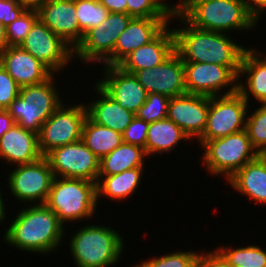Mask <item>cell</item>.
<instances>
[{
	"instance_id": "6da1fadb",
	"label": "cell",
	"mask_w": 266,
	"mask_h": 267,
	"mask_svg": "<svg viewBox=\"0 0 266 267\" xmlns=\"http://www.w3.org/2000/svg\"><path fill=\"white\" fill-rule=\"evenodd\" d=\"M171 17H179L186 26L173 29L175 51L183 62L220 64L239 75L241 59L247 48L231 40L227 33L194 27L177 10H174Z\"/></svg>"
},
{
	"instance_id": "277c9868",
	"label": "cell",
	"mask_w": 266,
	"mask_h": 267,
	"mask_svg": "<svg viewBox=\"0 0 266 267\" xmlns=\"http://www.w3.org/2000/svg\"><path fill=\"white\" fill-rule=\"evenodd\" d=\"M122 239L111 227L92 224L76 231L69 247L78 267H110L121 257Z\"/></svg>"
},
{
	"instance_id": "ab89813d",
	"label": "cell",
	"mask_w": 266,
	"mask_h": 267,
	"mask_svg": "<svg viewBox=\"0 0 266 267\" xmlns=\"http://www.w3.org/2000/svg\"><path fill=\"white\" fill-rule=\"evenodd\" d=\"M198 267H230L227 261L215 249L206 253H199Z\"/></svg>"
},
{
	"instance_id": "7dc6e473",
	"label": "cell",
	"mask_w": 266,
	"mask_h": 267,
	"mask_svg": "<svg viewBox=\"0 0 266 267\" xmlns=\"http://www.w3.org/2000/svg\"><path fill=\"white\" fill-rule=\"evenodd\" d=\"M185 0H180L179 3H177L176 5H173V8L176 10Z\"/></svg>"
},
{
	"instance_id": "4dcf8cb0",
	"label": "cell",
	"mask_w": 266,
	"mask_h": 267,
	"mask_svg": "<svg viewBox=\"0 0 266 267\" xmlns=\"http://www.w3.org/2000/svg\"><path fill=\"white\" fill-rule=\"evenodd\" d=\"M75 8L76 19L83 34L98 26L110 13L99 0H75Z\"/></svg>"
},
{
	"instance_id": "4fadbf2b",
	"label": "cell",
	"mask_w": 266,
	"mask_h": 267,
	"mask_svg": "<svg viewBox=\"0 0 266 267\" xmlns=\"http://www.w3.org/2000/svg\"><path fill=\"white\" fill-rule=\"evenodd\" d=\"M20 47L52 73L61 71L74 57V50L39 19L31 27Z\"/></svg>"
},
{
	"instance_id": "836d02e7",
	"label": "cell",
	"mask_w": 266,
	"mask_h": 267,
	"mask_svg": "<svg viewBox=\"0 0 266 267\" xmlns=\"http://www.w3.org/2000/svg\"><path fill=\"white\" fill-rule=\"evenodd\" d=\"M170 98L159 93H148L145 103L138 109L135 116L148 123L167 118Z\"/></svg>"
},
{
	"instance_id": "7402d4cb",
	"label": "cell",
	"mask_w": 266,
	"mask_h": 267,
	"mask_svg": "<svg viewBox=\"0 0 266 267\" xmlns=\"http://www.w3.org/2000/svg\"><path fill=\"white\" fill-rule=\"evenodd\" d=\"M43 155L38 147V134L15 124L0 138V159L22 165L35 162Z\"/></svg>"
},
{
	"instance_id": "ffe728a7",
	"label": "cell",
	"mask_w": 266,
	"mask_h": 267,
	"mask_svg": "<svg viewBox=\"0 0 266 267\" xmlns=\"http://www.w3.org/2000/svg\"><path fill=\"white\" fill-rule=\"evenodd\" d=\"M0 65L20 87L45 82L54 73L20 46H8L0 54Z\"/></svg>"
},
{
	"instance_id": "d4e9b609",
	"label": "cell",
	"mask_w": 266,
	"mask_h": 267,
	"mask_svg": "<svg viewBox=\"0 0 266 267\" xmlns=\"http://www.w3.org/2000/svg\"><path fill=\"white\" fill-rule=\"evenodd\" d=\"M234 190L257 203L266 204V155H258L229 180Z\"/></svg>"
},
{
	"instance_id": "d590c367",
	"label": "cell",
	"mask_w": 266,
	"mask_h": 267,
	"mask_svg": "<svg viewBox=\"0 0 266 267\" xmlns=\"http://www.w3.org/2000/svg\"><path fill=\"white\" fill-rule=\"evenodd\" d=\"M37 20V10H25L17 19L5 27L7 45L20 46Z\"/></svg>"
},
{
	"instance_id": "ee69618b",
	"label": "cell",
	"mask_w": 266,
	"mask_h": 267,
	"mask_svg": "<svg viewBox=\"0 0 266 267\" xmlns=\"http://www.w3.org/2000/svg\"><path fill=\"white\" fill-rule=\"evenodd\" d=\"M18 5L23 6L26 10H37L42 4L43 0H16Z\"/></svg>"
},
{
	"instance_id": "52a82bcc",
	"label": "cell",
	"mask_w": 266,
	"mask_h": 267,
	"mask_svg": "<svg viewBox=\"0 0 266 267\" xmlns=\"http://www.w3.org/2000/svg\"><path fill=\"white\" fill-rule=\"evenodd\" d=\"M202 148V163L206 165L209 173L223 175L226 180L259 155L252 147L246 129L205 141Z\"/></svg>"
},
{
	"instance_id": "ba28073f",
	"label": "cell",
	"mask_w": 266,
	"mask_h": 267,
	"mask_svg": "<svg viewBox=\"0 0 266 267\" xmlns=\"http://www.w3.org/2000/svg\"><path fill=\"white\" fill-rule=\"evenodd\" d=\"M61 104L42 124L38 133V147L43 156L51 150L82 138L84 122L87 118L85 104L69 106Z\"/></svg>"
},
{
	"instance_id": "4316f807",
	"label": "cell",
	"mask_w": 266,
	"mask_h": 267,
	"mask_svg": "<svg viewBox=\"0 0 266 267\" xmlns=\"http://www.w3.org/2000/svg\"><path fill=\"white\" fill-rule=\"evenodd\" d=\"M142 171L143 167H137L110 176H98L97 200L102 195L118 201L130 198L141 183Z\"/></svg>"
},
{
	"instance_id": "74e56055",
	"label": "cell",
	"mask_w": 266,
	"mask_h": 267,
	"mask_svg": "<svg viewBox=\"0 0 266 267\" xmlns=\"http://www.w3.org/2000/svg\"><path fill=\"white\" fill-rule=\"evenodd\" d=\"M19 92L20 86L0 65V109H6Z\"/></svg>"
},
{
	"instance_id": "1f68e13d",
	"label": "cell",
	"mask_w": 266,
	"mask_h": 267,
	"mask_svg": "<svg viewBox=\"0 0 266 267\" xmlns=\"http://www.w3.org/2000/svg\"><path fill=\"white\" fill-rule=\"evenodd\" d=\"M246 131L252 147L266 155V104H261L251 116L246 117Z\"/></svg>"
},
{
	"instance_id": "8d00e7d4",
	"label": "cell",
	"mask_w": 266,
	"mask_h": 267,
	"mask_svg": "<svg viewBox=\"0 0 266 267\" xmlns=\"http://www.w3.org/2000/svg\"><path fill=\"white\" fill-rule=\"evenodd\" d=\"M149 125L150 123L135 116L122 134L123 142L138 145L145 149Z\"/></svg>"
},
{
	"instance_id": "8992f818",
	"label": "cell",
	"mask_w": 266,
	"mask_h": 267,
	"mask_svg": "<svg viewBox=\"0 0 266 267\" xmlns=\"http://www.w3.org/2000/svg\"><path fill=\"white\" fill-rule=\"evenodd\" d=\"M53 78L54 74L43 83L20 87L19 95L6 108L17 125L38 134L63 103Z\"/></svg>"
},
{
	"instance_id": "f1b7e54d",
	"label": "cell",
	"mask_w": 266,
	"mask_h": 267,
	"mask_svg": "<svg viewBox=\"0 0 266 267\" xmlns=\"http://www.w3.org/2000/svg\"><path fill=\"white\" fill-rule=\"evenodd\" d=\"M81 140L101 160L123 142V136L113 129L92 122L87 117Z\"/></svg>"
},
{
	"instance_id": "5bb4252c",
	"label": "cell",
	"mask_w": 266,
	"mask_h": 267,
	"mask_svg": "<svg viewBox=\"0 0 266 267\" xmlns=\"http://www.w3.org/2000/svg\"><path fill=\"white\" fill-rule=\"evenodd\" d=\"M185 89L189 94L219 96L221 89L231 88L223 95L238 91V76L227 66L200 62H183ZM220 91V92H219Z\"/></svg>"
},
{
	"instance_id": "d6986e66",
	"label": "cell",
	"mask_w": 266,
	"mask_h": 267,
	"mask_svg": "<svg viewBox=\"0 0 266 267\" xmlns=\"http://www.w3.org/2000/svg\"><path fill=\"white\" fill-rule=\"evenodd\" d=\"M104 69V79H100L97 83L118 101L122 108L135 114L145 103L147 91L133 73L124 71L118 65L104 66Z\"/></svg>"
},
{
	"instance_id": "bcb514c9",
	"label": "cell",
	"mask_w": 266,
	"mask_h": 267,
	"mask_svg": "<svg viewBox=\"0 0 266 267\" xmlns=\"http://www.w3.org/2000/svg\"><path fill=\"white\" fill-rule=\"evenodd\" d=\"M1 192V191H0ZM4 200L2 199L1 193H0V223L5 220L6 211H5V204L3 202Z\"/></svg>"
},
{
	"instance_id": "83f0119b",
	"label": "cell",
	"mask_w": 266,
	"mask_h": 267,
	"mask_svg": "<svg viewBox=\"0 0 266 267\" xmlns=\"http://www.w3.org/2000/svg\"><path fill=\"white\" fill-rule=\"evenodd\" d=\"M146 156L143 147L122 142L100 160L99 176H110L128 169L144 167L143 158Z\"/></svg>"
},
{
	"instance_id": "603a6c76",
	"label": "cell",
	"mask_w": 266,
	"mask_h": 267,
	"mask_svg": "<svg viewBox=\"0 0 266 267\" xmlns=\"http://www.w3.org/2000/svg\"><path fill=\"white\" fill-rule=\"evenodd\" d=\"M95 91L101 96L86 105L87 117L94 123L103 125L123 134L135 114L119 105L98 83Z\"/></svg>"
},
{
	"instance_id": "cb8c5ba5",
	"label": "cell",
	"mask_w": 266,
	"mask_h": 267,
	"mask_svg": "<svg viewBox=\"0 0 266 267\" xmlns=\"http://www.w3.org/2000/svg\"><path fill=\"white\" fill-rule=\"evenodd\" d=\"M257 50L248 48L244 51L238 80L247 74L246 82H238V92L248 102L251 94L260 104H266V61L257 53Z\"/></svg>"
},
{
	"instance_id": "44dd1931",
	"label": "cell",
	"mask_w": 266,
	"mask_h": 267,
	"mask_svg": "<svg viewBox=\"0 0 266 267\" xmlns=\"http://www.w3.org/2000/svg\"><path fill=\"white\" fill-rule=\"evenodd\" d=\"M167 25L152 41L132 51L118 66L135 73L162 64L175 52V35Z\"/></svg>"
},
{
	"instance_id": "681fc988",
	"label": "cell",
	"mask_w": 266,
	"mask_h": 267,
	"mask_svg": "<svg viewBox=\"0 0 266 267\" xmlns=\"http://www.w3.org/2000/svg\"><path fill=\"white\" fill-rule=\"evenodd\" d=\"M265 61H266V55H264V57L263 56H261Z\"/></svg>"
},
{
	"instance_id": "30bf717a",
	"label": "cell",
	"mask_w": 266,
	"mask_h": 267,
	"mask_svg": "<svg viewBox=\"0 0 266 267\" xmlns=\"http://www.w3.org/2000/svg\"><path fill=\"white\" fill-rule=\"evenodd\" d=\"M132 18L129 14L110 12L103 22L84 34L81 43L74 50V57L87 63H103L113 53L118 36Z\"/></svg>"
},
{
	"instance_id": "3957f363",
	"label": "cell",
	"mask_w": 266,
	"mask_h": 267,
	"mask_svg": "<svg viewBox=\"0 0 266 267\" xmlns=\"http://www.w3.org/2000/svg\"><path fill=\"white\" fill-rule=\"evenodd\" d=\"M176 10L194 27L214 32L248 31L259 21L243 0H185Z\"/></svg>"
},
{
	"instance_id": "e575fe53",
	"label": "cell",
	"mask_w": 266,
	"mask_h": 267,
	"mask_svg": "<svg viewBox=\"0 0 266 267\" xmlns=\"http://www.w3.org/2000/svg\"><path fill=\"white\" fill-rule=\"evenodd\" d=\"M168 254L144 260L133 267H198L199 253L184 250Z\"/></svg>"
},
{
	"instance_id": "f546056e",
	"label": "cell",
	"mask_w": 266,
	"mask_h": 267,
	"mask_svg": "<svg viewBox=\"0 0 266 267\" xmlns=\"http://www.w3.org/2000/svg\"><path fill=\"white\" fill-rule=\"evenodd\" d=\"M216 250L230 267H266V251L260 246L249 245L235 249L217 247Z\"/></svg>"
},
{
	"instance_id": "ac0fdd59",
	"label": "cell",
	"mask_w": 266,
	"mask_h": 267,
	"mask_svg": "<svg viewBox=\"0 0 266 267\" xmlns=\"http://www.w3.org/2000/svg\"><path fill=\"white\" fill-rule=\"evenodd\" d=\"M37 12L38 19L73 50L81 43L84 34L76 19L75 0L43 3Z\"/></svg>"
},
{
	"instance_id": "e0dca14e",
	"label": "cell",
	"mask_w": 266,
	"mask_h": 267,
	"mask_svg": "<svg viewBox=\"0 0 266 267\" xmlns=\"http://www.w3.org/2000/svg\"><path fill=\"white\" fill-rule=\"evenodd\" d=\"M209 96L185 93L170 98L167 118L179 126L191 140L200 138L207 125Z\"/></svg>"
},
{
	"instance_id": "484cf974",
	"label": "cell",
	"mask_w": 266,
	"mask_h": 267,
	"mask_svg": "<svg viewBox=\"0 0 266 267\" xmlns=\"http://www.w3.org/2000/svg\"><path fill=\"white\" fill-rule=\"evenodd\" d=\"M189 137L183 130L168 118L150 123L145 144L147 157L154 153L172 151L180 140L187 141Z\"/></svg>"
},
{
	"instance_id": "7a4b0ae2",
	"label": "cell",
	"mask_w": 266,
	"mask_h": 267,
	"mask_svg": "<svg viewBox=\"0 0 266 267\" xmlns=\"http://www.w3.org/2000/svg\"><path fill=\"white\" fill-rule=\"evenodd\" d=\"M64 225L46 204L20 210L6 230L4 240L22 251L50 253L61 245Z\"/></svg>"
},
{
	"instance_id": "b9f144b4",
	"label": "cell",
	"mask_w": 266,
	"mask_h": 267,
	"mask_svg": "<svg viewBox=\"0 0 266 267\" xmlns=\"http://www.w3.org/2000/svg\"><path fill=\"white\" fill-rule=\"evenodd\" d=\"M109 12L127 14V0H99Z\"/></svg>"
},
{
	"instance_id": "7bdbcfd3",
	"label": "cell",
	"mask_w": 266,
	"mask_h": 267,
	"mask_svg": "<svg viewBox=\"0 0 266 267\" xmlns=\"http://www.w3.org/2000/svg\"><path fill=\"white\" fill-rule=\"evenodd\" d=\"M15 124L14 119L7 112V109H0V138Z\"/></svg>"
},
{
	"instance_id": "5b68a950",
	"label": "cell",
	"mask_w": 266,
	"mask_h": 267,
	"mask_svg": "<svg viewBox=\"0 0 266 267\" xmlns=\"http://www.w3.org/2000/svg\"><path fill=\"white\" fill-rule=\"evenodd\" d=\"M97 202L96 182L55 177L45 204L56 213L64 225L66 222L93 217Z\"/></svg>"
},
{
	"instance_id": "7c38bea8",
	"label": "cell",
	"mask_w": 266,
	"mask_h": 267,
	"mask_svg": "<svg viewBox=\"0 0 266 267\" xmlns=\"http://www.w3.org/2000/svg\"><path fill=\"white\" fill-rule=\"evenodd\" d=\"M54 178L49 161L43 156L35 162L17 165L8 176V185L17 200L45 204Z\"/></svg>"
},
{
	"instance_id": "f35d334b",
	"label": "cell",
	"mask_w": 266,
	"mask_h": 267,
	"mask_svg": "<svg viewBox=\"0 0 266 267\" xmlns=\"http://www.w3.org/2000/svg\"><path fill=\"white\" fill-rule=\"evenodd\" d=\"M25 10L23 6L18 5L16 0H0V22L7 27Z\"/></svg>"
},
{
	"instance_id": "60d3db41",
	"label": "cell",
	"mask_w": 266,
	"mask_h": 267,
	"mask_svg": "<svg viewBox=\"0 0 266 267\" xmlns=\"http://www.w3.org/2000/svg\"><path fill=\"white\" fill-rule=\"evenodd\" d=\"M246 8L256 17L261 19L264 10L266 9V0H243Z\"/></svg>"
},
{
	"instance_id": "8fae6325",
	"label": "cell",
	"mask_w": 266,
	"mask_h": 267,
	"mask_svg": "<svg viewBox=\"0 0 266 267\" xmlns=\"http://www.w3.org/2000/svg\"><path fill=\"white\" fill-rule=\"evenodd\" d=\"M54 177L98 180L100 159L79 140L51 150L46 156Z\"/></svg>"
},
{
	"instance_id": "f6af8a7d",
	"label": "cell",
	"mask_w": 266,
	"mask_h": 267,
	"mask_svg": "<svg viewBox=\"0 0 266 267\" xmlns=\"http://www.w3.org/2000/svg\"><path fill=\"white\" fill-rule=\"evenodd\" d=\"M7 38H6V30L5 26L2 22H0V54L7 48Z\"/></svg>"
},
{
	"instance_id": "9a60e30c",
	"label": "cell",
	"mask_w": 266,
	"mask_h": 267,
	"mask_svg": "<svg viewBox=\"0 0 266 267\" xmlns=\"http://www.w3.org/2000/svg\"><path fill=\"white\" fill-rule=\"evenodd\" d=\"M134 75L147 93H159L169 98L187 93L184 64L176 51L162 64L138 70Z\"/></svg>"
},
{
	"instance_id": "2e32d148",
	"label": "cell",
	"mask_w": 266,
	"mask_h": 267,
	"mask_svg": "<svg viewBox=\"0 0 266 267\" xmlns=\"http://www.w3.org/2000/svg\"><path fill=\"white\" fill-rule=\"evenodd\" d=\"M170 19L171 17H133L118 36L114 51L103 62L104 66L118 65L132 51L152 41L170 25Z\"/></svg>"
},
{
	"instance_id": "9c48e42d",
	"label": "cell",
	"mask_w": 266,
	"mask_h": 267,
	"mask_svg": "<svg viewBox=\"0 0 266 267\" xmlns=\"http://www.w3.org/2000/svg\"><path fill=\"white\" fill-rule=\"evenodd\" d=\"M209 97L207 125L198 139L200 145L205 141L228 136L246 129V115L249 103L236 91L235 93Z\"/></svg>"
},
{
	"instance_id": "d6a6232c",
	"label": "cell",
	"mask_w": 266,
	"mask_h": 267,
	"mask_svg": "<svg viewBox=\"0 0 266 267\" xmlns=\"http://www.w3.org/2000/svg\"><path fill=\"white\" fill-rule=\"evenodd\" d=\"M174 10L161 0H127V14L132 17H171Z\"/></svg>"
},
{
	"instance_id": "c3c4849f",
	"label": "cell",
	"mask_w": 266,
	"mask_h": 267,
	"mask_svg": "<svg viewBox=\"0 0 266 267\" xmlns=\"http://www.w3.org/2000/svg\"><path fill=\"white\" fill-rule=\"evenodd\" d=\"M58 0H43V3H51V2H56Z\"/></svg>"
}]
</instances>
